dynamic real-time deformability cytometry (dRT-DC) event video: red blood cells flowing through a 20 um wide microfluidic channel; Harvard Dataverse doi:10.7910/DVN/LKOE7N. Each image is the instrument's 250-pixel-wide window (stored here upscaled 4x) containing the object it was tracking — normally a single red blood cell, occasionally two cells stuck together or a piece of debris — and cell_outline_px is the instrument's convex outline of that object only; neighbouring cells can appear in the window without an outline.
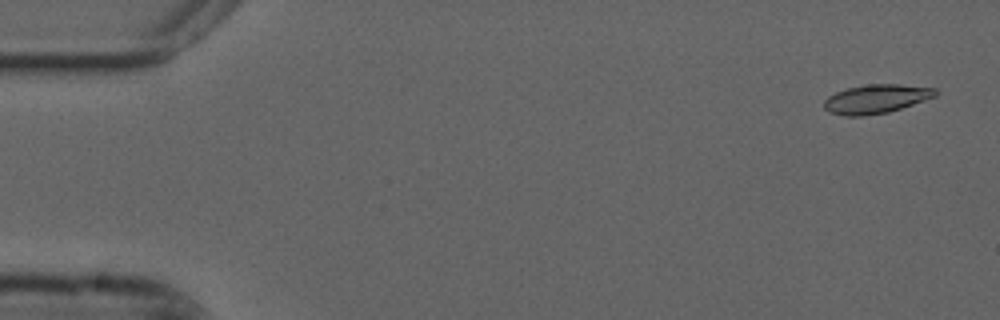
{"species": "common noctule bat (a hibernating species)", "species_latin": "Nyctalus noctula", "temperature_condition": "cold", "stored_images_in_passage": 55, "camera_frame_rate_fps": 3000, "um_per_image_px": 0.085, "animal": {"sex": "male", "forearm_length_mm": 52.5}, "frame": {"image": 1, "passage_image": 3, "time_ms": 0.667, "image_size_px": [1000, 320], "cell_outline_px": [[940, 92], [936, 96], [888, 112], [864, 116], [844, 116], [828, 112], [824, 108], [824, 100], [828, 96], [836, 92], [848, 88], [868, 84], [900, 84], [936, 88]], "centroid_in_image_um": [74.46, 8.4], "position_along_channel_um": 10.5, "area_um2": 18.79}}
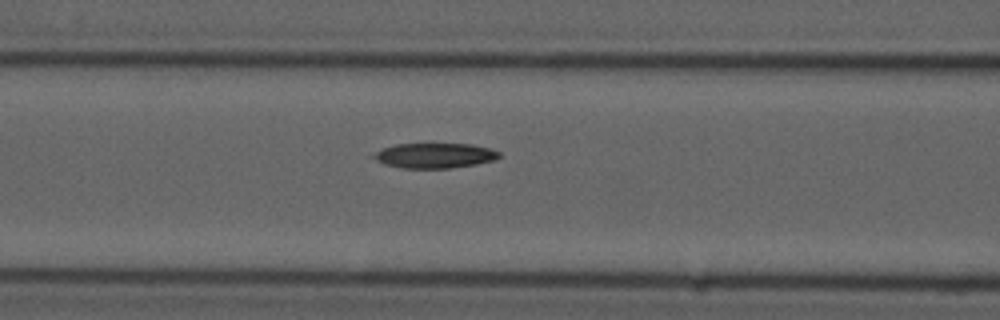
{"frame": {"image": 2, "passage_image": 23, "time_ms": 7.333, "image_size_px": [1000, 320], "cell_outline_px": [[500, 156], [496, 160], [476, 164], [448, 168], [400, 168], [384, 164], [368, 156], [384, 148], [396, 144], [472, 144], [492, 148], [500, 152]], "centroid_in_image_um": [36.95, 13.22], "position_along_channel_um": 129.6, "area_um2": 18.44}}
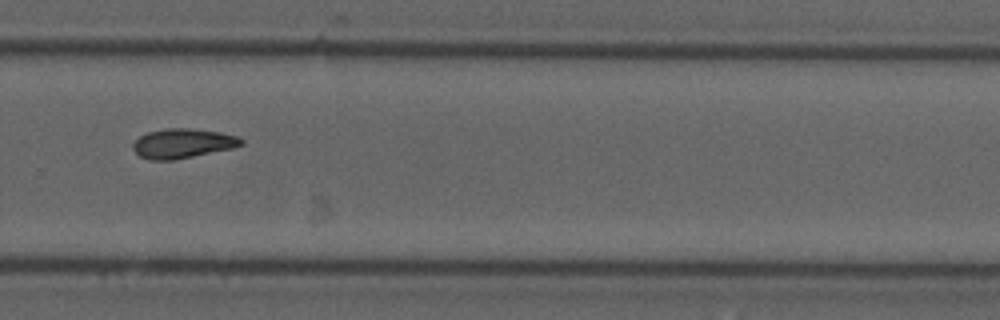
{"frame": {"image": 3, "passage_image": 38, "time_ms": 12.333, "image_size_px": [1000, 320], "cell_outline_px": [[244, 144], [232, 148], [172, 160], [152, 160], [140, 156], [132, 148], [132, 144], [140, 136], [148, 132], [164, 128], [188, 128], [220, 132], [236, 136], [244, 140]], "centroid_in_image_um": [15.52, 12.18], "position_along_channel_um": 314.3, "area_um2": 18.44}}